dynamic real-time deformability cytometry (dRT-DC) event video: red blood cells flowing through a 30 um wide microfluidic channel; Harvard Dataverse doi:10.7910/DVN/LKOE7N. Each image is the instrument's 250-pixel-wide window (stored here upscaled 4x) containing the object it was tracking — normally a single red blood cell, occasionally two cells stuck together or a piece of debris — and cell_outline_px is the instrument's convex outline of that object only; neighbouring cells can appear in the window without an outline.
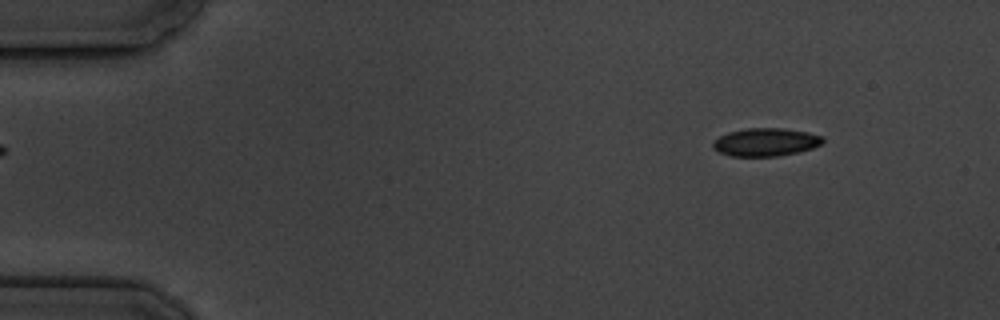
{"species": "common noctule bat (a hibernating species)", "species_latin": "Nyctalus noctula", "temperature_condition": "cold", "stored_images_in_passage": 5, "camera_frame_rate_fps": 3000, "um_per_image_px": 0.085, "animal": {"sex": "male", "body_mass_g": 19.5, "forearm_length_mm": 54.6}, "frame": {"image": 1, "passage_image": 2, "time_ms": 1.0, "image_size_px": [1000, 320], "cell_outline_px": [[824, 140], [820, 144], [812, 148], [800, 152], [776, 156], [732, 156], [720, 152], [712, 148], [712, 144], [720, 136], [728, 132], [748, 128], [780, 128], [808, 132], [824, 136]], "centroid_in_image_um": [65.1, 12.08], "position_along_channel_um": 19.9, "area_um2": 17.86}}
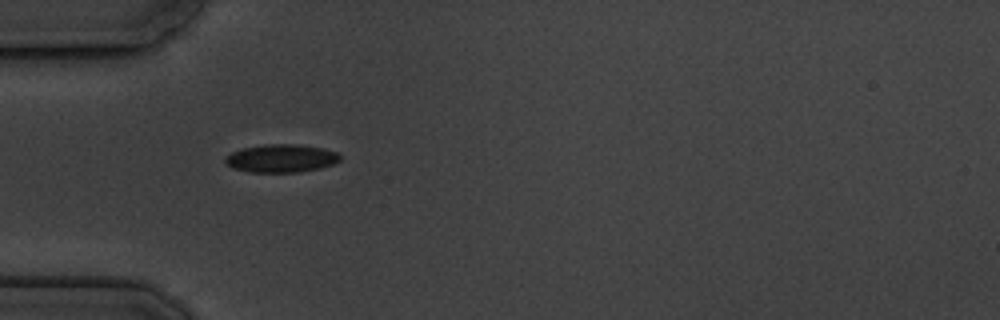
{"frame": {"image": 2, "passage_image": 5, "time_ms": 4.667, "image_size_px": [1000, 320], "cell_outline_px": [[340, 160], [332, 164], [320, 168], [300, 172], [248, 172], [232, 168], [224, 164], [224, 156], [232, 152], [244, 148], [264, 144], [296, 144], [324, 148], [336, 152], [340, 156]], "centroid_in_image_um": [23.86, 13.46], "position_along_channel_um": 61.1, "area_um2": 18.9}}